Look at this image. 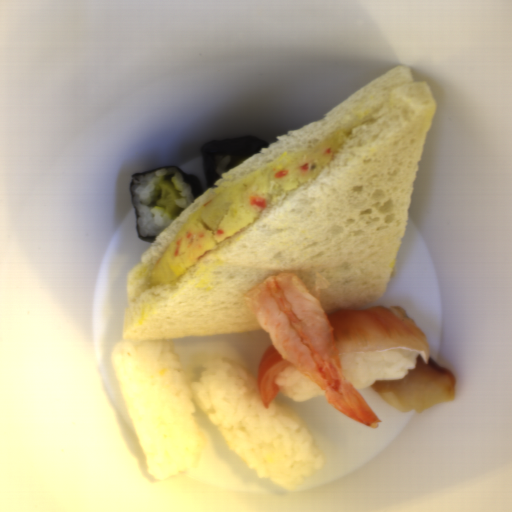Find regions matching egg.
<instances>
[{"label":"egg","mask_w":512,"mask_h":512,"mask_svg":"<svg viewBox=\"0 0 512 512\" xmlns=\"http://www.w3.org/2000/svg\"><path fill=\"white\" fill-rule=\"evenodd\" d=\"M348 135L340 130L316 146L283 155L202 204L158 259L151 286L180 279L207 253L254 223L274 199L313 179Z\"/></svg>","instance_id":"egg-1"}]
</instances>
